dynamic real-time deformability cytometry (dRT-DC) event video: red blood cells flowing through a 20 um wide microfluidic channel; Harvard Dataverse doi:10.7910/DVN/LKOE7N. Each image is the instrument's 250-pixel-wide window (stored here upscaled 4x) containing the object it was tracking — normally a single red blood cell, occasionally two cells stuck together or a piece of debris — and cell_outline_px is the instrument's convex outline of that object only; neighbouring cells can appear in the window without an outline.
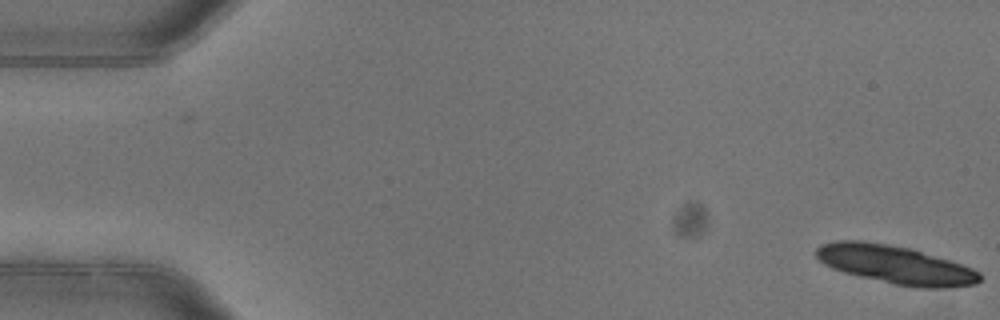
{"species": "common noctule bat (a hibernating species)", "species_latin": "Nyctalus noctula", "temperature_condition": "warm", "stored_images_in_passage": 2, "camera_frame_rate_fps": 3000, "um_per_image_px": 0.085, "animal": {"sex": "female"}, "frame": {"image": 1, "passage_image": 2, "time_ms": 0.333, "image_size_px": [1000, 320], "cell_outline_px": [[980, 280], [976, 284], [948, 288], [916, 288], [892, 284], [844, 272], [832, 268], [824, 264], [816, 256], [816, 248], [820, 244], [836, 240], [860, 240], [888, 244], [912, 248], [972, 268], [980, 272]], "centroid_in_image_um": [76.1, 22.5], "position_along_channel_um": 8.9, "area_um2": 36.65}}